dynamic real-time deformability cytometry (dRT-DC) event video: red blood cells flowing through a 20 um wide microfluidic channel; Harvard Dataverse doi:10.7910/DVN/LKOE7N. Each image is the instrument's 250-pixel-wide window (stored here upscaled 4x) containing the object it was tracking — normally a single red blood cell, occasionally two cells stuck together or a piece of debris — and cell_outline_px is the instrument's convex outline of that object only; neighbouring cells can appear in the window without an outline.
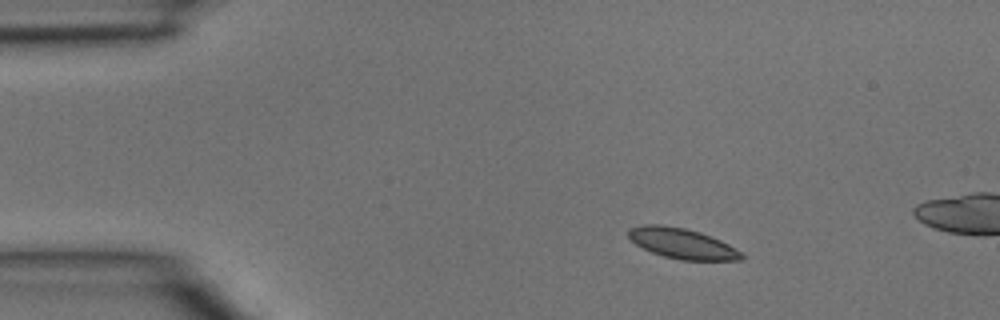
{"species": "common noctule bat (a hibernating species)", "species_latin": "Nyctalus noctula", "temperature_condition": "room temperature", "stored_images_in_passage": 3, "camera_frame_rate_fps": 3000, "um_per_image_px": 0.085, "animal": {"sex": "male", "body_mass_g": 15.6}, "frame": {"image": 1, "passage_image": 1, "time_ms": 0.0, "image_size_px": [1000, 320], "cell_outline_px": [[744, 260], [680, 260], [664, 256], [652, 252], [636, 244], [628, 236], [628, 228], [644, 224], [660, 224], [684, 228], [700, 232], [720, 240], [728, 244], [740, 252], [744, 256]], "centroid_in_image_um": [57.97, 20.69], "position_along_channel_um": 27.0, "area_um2": 19.88}}